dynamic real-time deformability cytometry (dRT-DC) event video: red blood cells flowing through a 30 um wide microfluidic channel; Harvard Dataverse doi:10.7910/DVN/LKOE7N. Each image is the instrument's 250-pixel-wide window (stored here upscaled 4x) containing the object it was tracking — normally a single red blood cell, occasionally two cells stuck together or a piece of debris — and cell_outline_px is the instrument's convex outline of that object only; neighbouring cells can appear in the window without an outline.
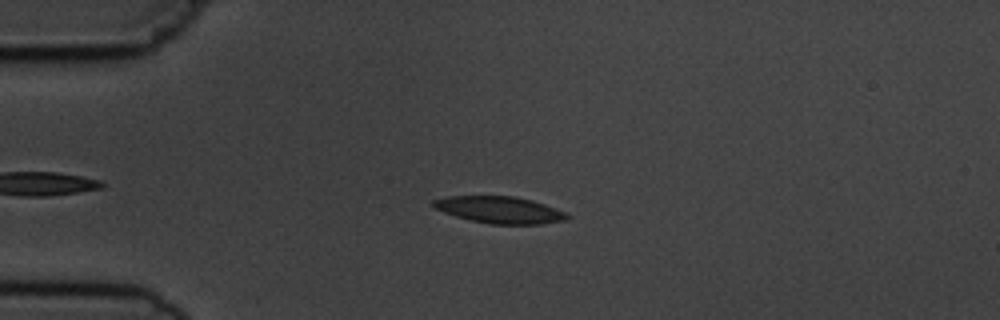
{"species": "common noctule bat (a hibernating species)", "species_latin": "Nyctalus noctula", "temperature_condition": "cold", "stored_images_in_passage": 5, "camera_frame_rate_fps": 3000, "um_per_image_px": 0.085, "animal": {"sex": "male", "body_mass_g": 19.5, "forearm_length_mm": 54.6}, "frame": {"image": 1, "passage_image": 2, "time_ms": 1.0, "image_size_px": [1000, 320], "cell_outline_px": [[572, 216], [564, 220], [540, 224], [492, 224], [472, 220], [456, 216], [444, 212], [436, 208], [432, 204], [432, 200], [448, 196], [516, 196], [532, 200], [556, 208]], "centroid_in_image_um": [42.49, 17.83], "position_along_channel_um": 42.5, "area_um2": 20.75}}
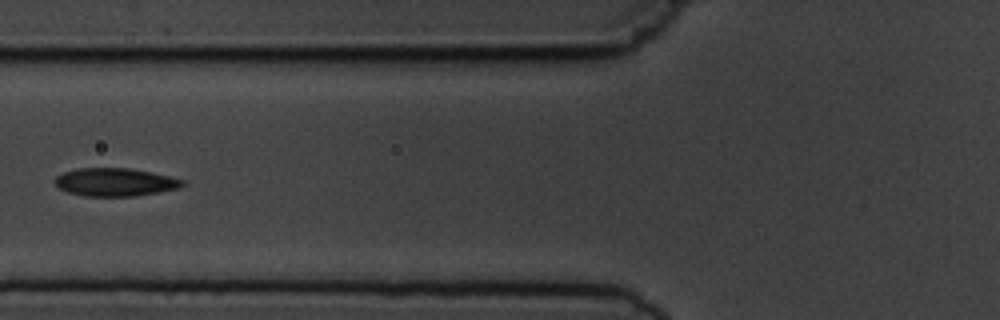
{"frame": {"image": 2, "passage_image": 4, "time_ms": 3.667, "image_size_px": [1000, 320], "cell_outline_px": [[188, 184], [176, 188], [160, 192], [136, 196], [84, 196], [68, 192], [60, 188], [56, 184], [56, 176], [64, 172], [76, 168], [128, 168], [168, 176], [184, 180]], "centroid_in_image_um": [9.79, 15.48], "position_along_channel_um": 116.0, "area_um2": 20.69}}
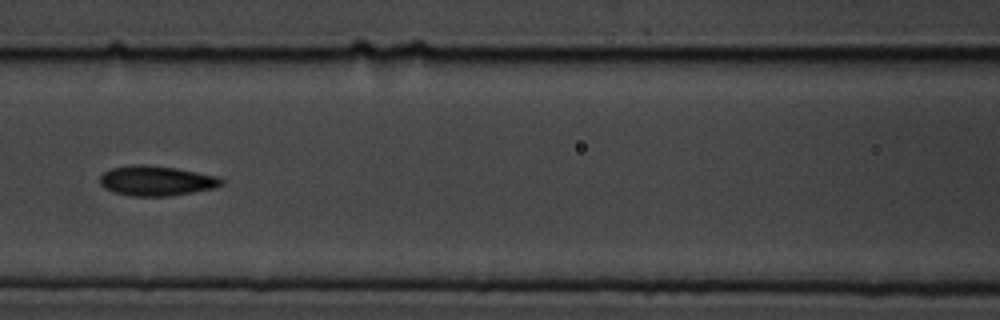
{"frame": {"image": 3, "passage_image": 5, "time_ms": 4.667, "image_size_px": [1000, 320], "cell_outline_px": [[224, 184], [216, 188], [168, 196], [132, 196], [112, 192], [104, 188], [100, 184], [100, 176], [104, 172], [112, 168], [132, 164], [148, 164], [176, 168], [216, 176], [224, 180]], "centroid_in_image_um": [13.28, 15.36], "position_along_channel_um": 153.3, "area_um2": 21.33}}